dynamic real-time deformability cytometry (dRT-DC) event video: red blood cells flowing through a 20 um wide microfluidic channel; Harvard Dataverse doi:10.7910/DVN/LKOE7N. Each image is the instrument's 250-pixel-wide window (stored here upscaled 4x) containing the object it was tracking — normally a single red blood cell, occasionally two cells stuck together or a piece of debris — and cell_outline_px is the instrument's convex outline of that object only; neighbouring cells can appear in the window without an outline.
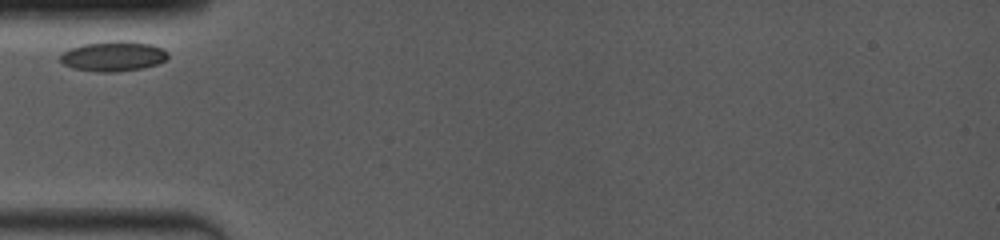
{"species": "common noctule bat (a hibernating species)", "species_latin": "Nyctalus noctula", "temperature_condition": "room temperature", "stored_images_in_passage": 7, "camera_frame_rate_fps": 4000, "um_per_image_px": 0.085, "animal": {"sex": "female", "body_mass_g": 19.0, "forearm_length_mm": 53.3}, "frame": {"image": 1, "passage_image": 1, "time_ms": 0.0, "image_size_px": [1000, 240], "cell_outline_px": [[168, 56], [164, 60], [156, 64], [144, 68], [112, 72], [100, 72], [72, 68], [64, 64], [60, 60], [60, 56], [68, 48], [84, 44], [112, 40], [124, 40], [148, 44], [160, 48], [168, 52]], "centroid_in_image_um": [9.6, 4.77], "position_along_channel_um": 75.4, "area_um2": 18.73}}
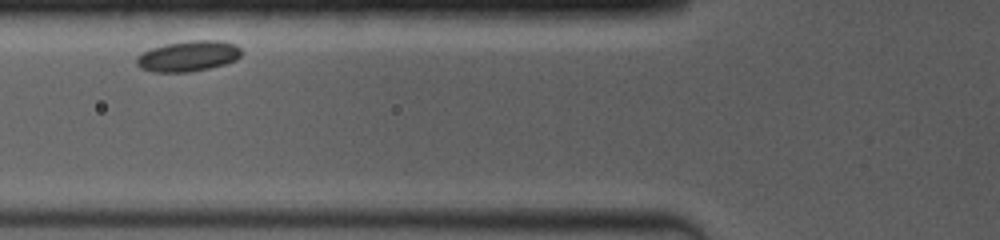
{"frame": {"image": 2, "passage_image": 3, "time_ms": 1.0, "image_size_px": [1000, 240], "cell_outline_px": [[240, 56], [236, 60], [224, 64], [208, 68], [188, 72], [152, 72], [140, 68], [136, 64], [136, 56], [152, 48], [164, 44], [188, 40], [224, 40], [236, 44], [240, 48]], "centroid_in_image_um": [15.99, 4.76], "position_along_channel_um": 109.8, "area_um2": 18.84}}
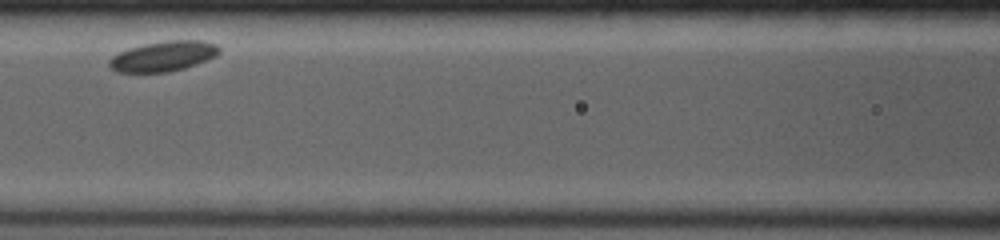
{"frame": {"image": 3, "passage_image": 6, "time_ms": 2.25, "image_size_px": [1000, 240], "cell_outline_px": [[220, 52], [216, 56], [196, 64], [184, 68], [168, 72], [116, 72], [108, 64], [108, 60], [112, 56], [128, 48], [144, 44], [164, 40], [204, 40], [216, 44], [220, 48]], "centroid_in_image_um": [13.89, 4.77], "position_along_channel_um": 152.7, "area_um2": 19.42}}